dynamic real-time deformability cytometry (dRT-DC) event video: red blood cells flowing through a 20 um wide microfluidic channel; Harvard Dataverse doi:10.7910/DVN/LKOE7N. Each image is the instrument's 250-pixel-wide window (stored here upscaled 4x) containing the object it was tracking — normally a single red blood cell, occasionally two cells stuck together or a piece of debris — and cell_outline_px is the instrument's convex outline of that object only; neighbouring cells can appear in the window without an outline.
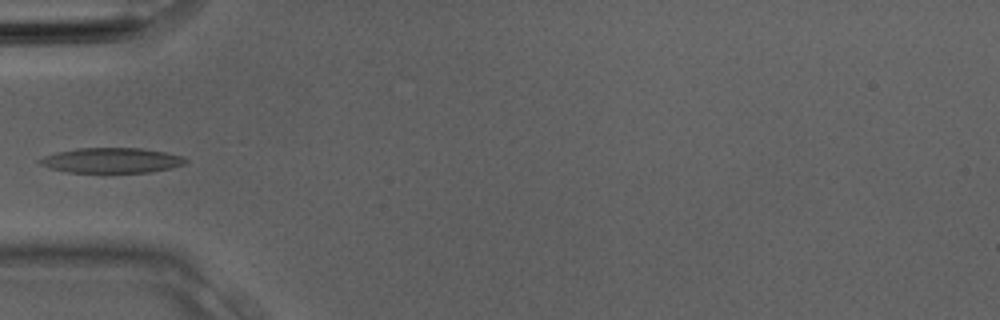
{"species": "Egyptian fruit bat (a non-hibernating species)", "species_latin": "Rousettus aegyptiacus", "temperature_condition": "room temperature", "stored_images_in_passage": 3, "camera_frame_rate_fps": 3000, "um_per_image_px": 0.085, "animal": {"sex": "male"}, "frame": {"image": 1, "passage_image": 3, "time_ms": 0.667, "image_size_px": [1000, 320], "cell_outline_px": [[188, 160], [184, 164], [172, 168], [148, 172], [68, 172], [52, 168], [40, 164], [36, 160], [44, 156], [56, 152], [76, 148], [140, 148], [164, 152], [184, 156]], "centroid_in_image_um": [9.49, 13.62], "position_along_channel_um": 75.5, "area_um2": 21.27}}